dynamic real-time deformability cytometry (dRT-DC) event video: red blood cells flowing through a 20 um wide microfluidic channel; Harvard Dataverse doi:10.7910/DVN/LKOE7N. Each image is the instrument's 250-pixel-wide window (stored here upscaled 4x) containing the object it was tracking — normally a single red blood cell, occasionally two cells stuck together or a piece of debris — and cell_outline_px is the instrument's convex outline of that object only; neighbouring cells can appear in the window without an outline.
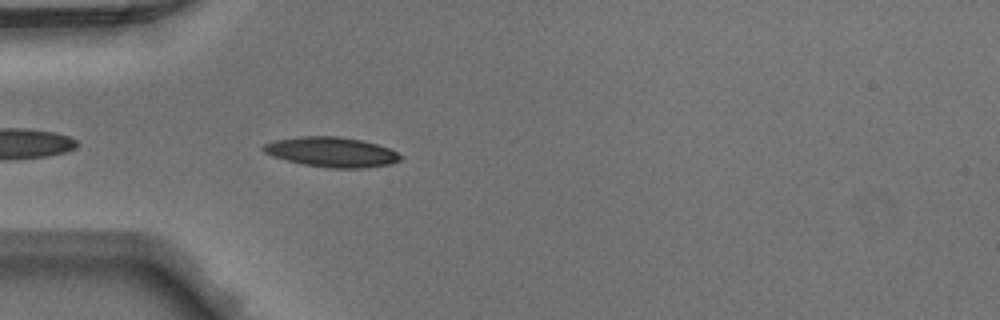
{"species": "Egyptian fruit bat (a non-hibernating species)", "species_latin": "Rousettus aegyptiacus", "temperature_condition": "warm", "stored_images_in_passage": 7, "camera_frame_rate_fps": 3000, "um_per_image_px": 0.085, "animal": {"sex": "male"}, "frame": {"image": 1, "passage_image": 3, "time_ms": 0.667, "image_size_px": [1000, 320], "cell_outline_px": [[404, 156], [400, 160], [388, 164], [364, 168], [328, 168], [304, 164], [272, 156], [264, 152], [260, 148], [264, 144], [276, 140], [300, 136], [336, 136], [360, 140], [376, 144], [388, 148]], "centroid_in_image_um": [28.17, 12.92], "position_along_channel_um": 56.8, "area_um2": 23.7}}